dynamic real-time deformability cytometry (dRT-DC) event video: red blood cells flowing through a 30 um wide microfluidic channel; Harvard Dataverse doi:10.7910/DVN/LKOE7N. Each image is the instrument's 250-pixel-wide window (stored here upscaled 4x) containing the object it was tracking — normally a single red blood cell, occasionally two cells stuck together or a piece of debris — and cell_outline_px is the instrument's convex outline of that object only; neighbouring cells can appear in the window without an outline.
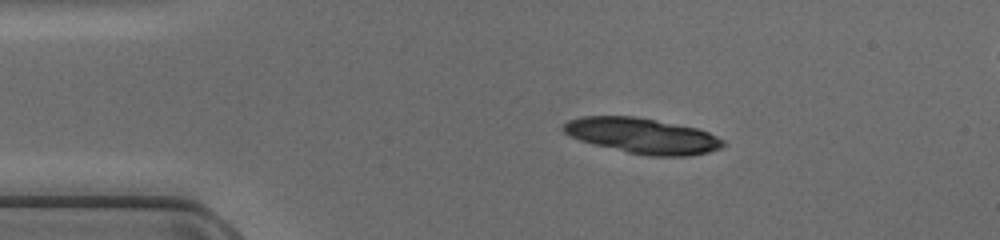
{"species": "common noctule bat (a hibernating species)", "species_latin": "Nyctalus noctula", "temperature_condition": "cold", "stored_images_in_passage": 39, "camera_frame_rate_fps": 3000, "um_per_image_px": 0.085, "animal": {"sex": "female", "body_mass_g": 17.0, "forearm_length_mm": 48.0}, "frame": {"image": 1, "passage_image": 1, "time_ms": 0.0, "image_size_px": [1000, 240], "cell_outline_px": [[728, 144], [720, 148], [708, 152], [688, 156], [648, 156], [628, 152], [592, 144], [568, 136], [560, 128], [568, 120], [580, 116], [632, 116], [696, 128], [708, 132], [724, 140]], "centroid_in_image_um": [54.58, 11.54], "position_along_channel_um": 30.4, "area_um2": 32.95}}
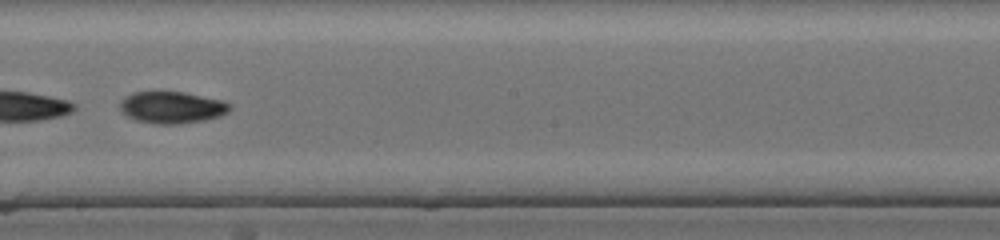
{"frame": {"image": 2, "passage_image": 19, "time_ms": 6.0, "image_size_px": [1000, 240], "cell_outline_px": [[232, 108], [228, 112], [220, 116], [204, 120], [176, 124], [160, 124], [136, 120], [128, 116], [120, 108], [120, 100], [124, 96], [132, 92], [184, 92], [224, 100], [232, 104]], "centroid_in_image_um": [14.65, 9.12], "position_along_channel_um": 233.6, "area_um2": 20.4}}
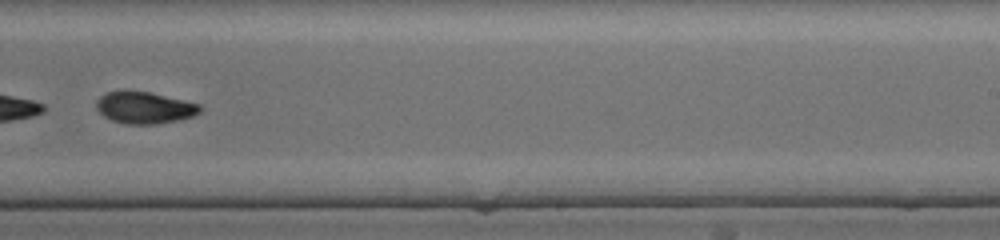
{"frame": {"image": 3, "passage_image": 22, "time_ms": 7.0, "image_size_px": [1000, 240], "cell_outline_px": [[200, 112], [192, 116], [180, 120], [156, 124], [128, 124], [112, 120], [104, 116], [96, 108], [96, 100], [100, 96], [108, 92], [124, 88], [148, 92], [184, 100], [200, 104]], "centroid_in_image_um": [12.25, 9.13], "position_along_channel_um": 276.8, "area_um2": 19.42}}